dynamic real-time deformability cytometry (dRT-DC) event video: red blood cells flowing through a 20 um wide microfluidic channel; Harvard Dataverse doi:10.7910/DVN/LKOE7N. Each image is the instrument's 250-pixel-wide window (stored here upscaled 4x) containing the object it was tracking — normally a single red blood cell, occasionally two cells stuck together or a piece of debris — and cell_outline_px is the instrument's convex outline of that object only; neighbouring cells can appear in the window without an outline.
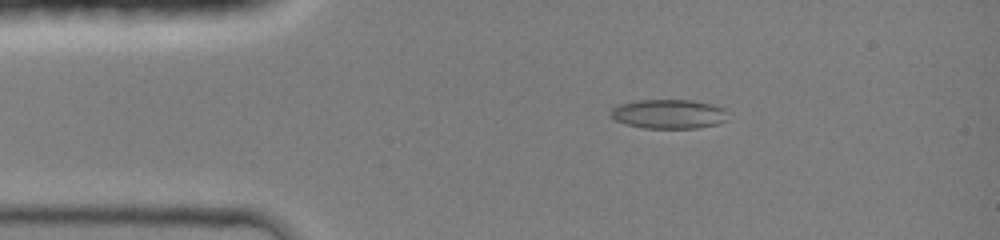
{"species": "common noctule bat (a hibernating species)", "species_latin": "Nyctalus noctula", "temperature_condition": "room temperature", "stored_images_in_passage": 33, "camera_frame_rate_fps": 3000, "um_per_image_px": 0.085, "animal": {"sex": "female", "body_mass_g": 19.0, "forearm_length_mm": 51.5}, "frame": {"image": 1, "passage_image": 6, "time_ms": 2.333, "image_size_px": [1000, 240], "cell_outline_px": [[728, 120], [716, 124], [696, 128], [644, 128], [624, 124], [616, 120], [612, 116], [612, 108], [620, 104], [640, 100], [692, 100], [712, 104], [724, 108]], "centroid_in_image_um": [56.86, 9.69], "position_along_channel_um": 28.1, "area_um2": 19.88}}
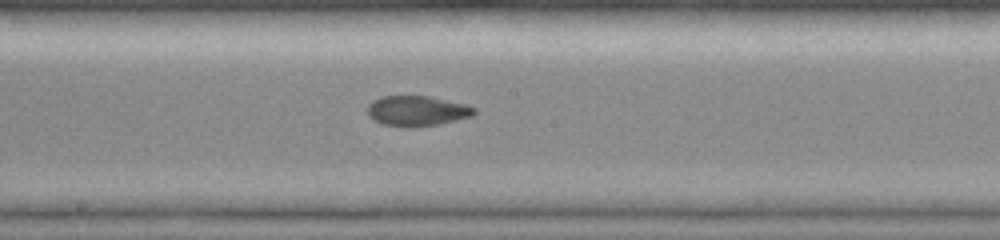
{"frame": {"image": 2, "passage_image": 18, "time_ms": 7.667, "image_size_px": [1000, 240], "cell_outline_px": [[476, 112], [472, 116], [436, 124], [412, 128], [408, 128], [380, 124], [372, 120], [368, 116], [368, 104], [372, 100], [380, 96], [428, 96], [464, 104], [476, 108]], "centroid_in_image_um": [35.37, 9.43], "position_along_channel_um": 212.8, "area_um2": 18.9}}
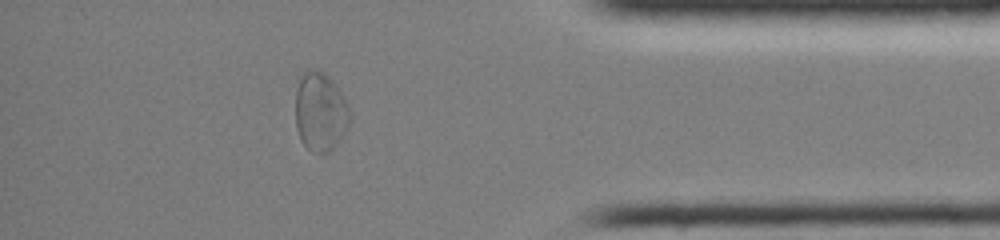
{"frame": {"image": 3, "passage_image": 29, "time_ms": 12.667, "image_size_px": [1000, 240], "cell_outline_px": [[352, 116], [340, 140], [328, 152], [312, 152], [300, 140], [296, 128], [296, 92], [300, 76], [308, 68], [324, 72], [336, 84], [344, 96], [352, 112]], "centroid_in_image_um": [27.24, 9.47], "position_along_channel_um": 408.0, "area_um2": 25.2}, "authors_computed_cell_mechanics": {"area_um2": 19.8832, "velocity_mm_per_s": 4.2612, "shape_relaxation_time_tau1_ms": null, "shape_relaxation_time_tau2_ms": 2.2797, "deformation_change_tau1": null, "deformation_change_tau2": 0.0691}}